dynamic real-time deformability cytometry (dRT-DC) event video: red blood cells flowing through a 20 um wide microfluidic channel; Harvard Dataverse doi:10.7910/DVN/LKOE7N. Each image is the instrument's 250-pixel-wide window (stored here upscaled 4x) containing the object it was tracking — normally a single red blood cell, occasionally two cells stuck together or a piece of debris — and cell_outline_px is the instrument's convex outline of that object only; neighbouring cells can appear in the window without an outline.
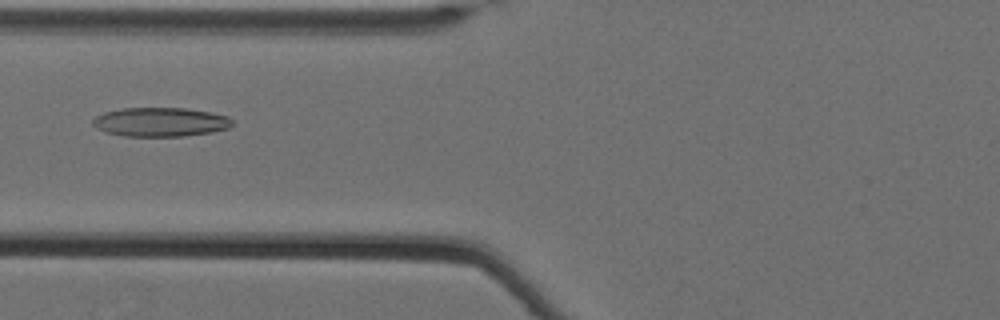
{"species": "Egyptian fruit bat (a non-hibernating species)", "species_latin": "Rousettus aegyptiacus", "temperature_condition": "cold", "stored_images_in_passage": 12, "camera_frame_rate_fps": 3000, "um_per_image_px": 0.085, "animal": {"sex": "female"}, "frame": {"image": 1, "passage_image": 5, "time_ms": 1.333, "image_size_px": [1000, 320], "cell_outline_px": [[232, 124], [228, 128], [212, 132], [184, 136], [124, 136], [108, 132], [96, 128], [92, 124], [92, 120], [96, 116], [104, 112], [120, 108], [184, 108], [212, 112], [228, 116], [232, 120]], "centroid_in_image_um": [13.63, 10.36], "position_along_channel_um": 112.2, "area_um2": 23.64}}
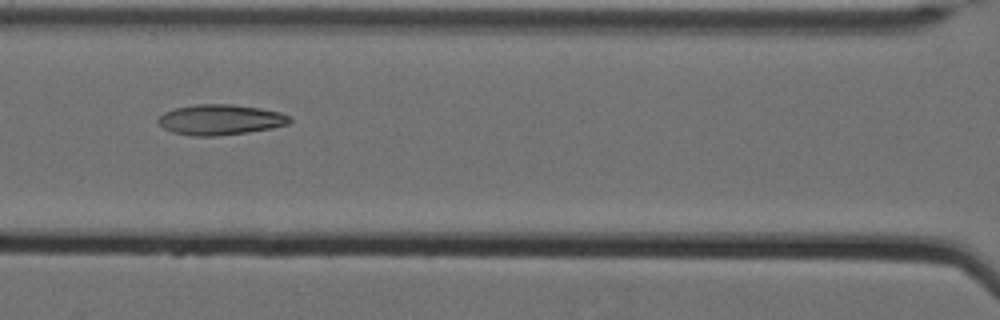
{"frame": {"image": 2, "passage_image": 8, "time_ms": 2.333, "image_size_px": [1000, 320], "cell_outline_px": [[292, 120], [288, 124], [272, 128], [248, 132], [216, 136], [192, 136], [172, 132], [164, 128], [156, 120], [164, 112], [176, 108], [196, 104], [232, 104], [260, 108], [280, 112], [292, 116]], "centroid_in_image_um": [18.75, 10.17], "position_along_channel_um": 147.9, "area_um2": 23.41}}
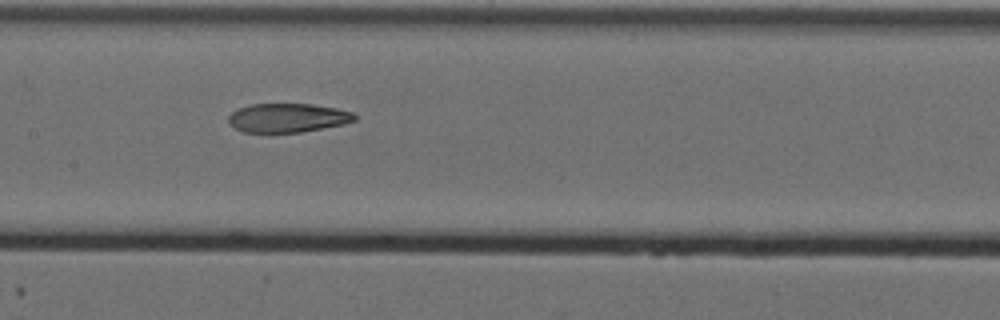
{"frame": {"image": 3, "passage_image": 11, "time_ms": 3.333, "image_size_px": [1000, 320], "cell_outline_px": [[356, 120], [344, 124], [300, 132], [244, 132], [228, 124], [228, 116], [236, 108], [248, 104], [312, 104], [336, 108], [352, 112], [356, 116]], "centroid_in_image_um": [24.42, 10.01], "position_along_channel_um": 183.0, "area_um2": 21.33}}